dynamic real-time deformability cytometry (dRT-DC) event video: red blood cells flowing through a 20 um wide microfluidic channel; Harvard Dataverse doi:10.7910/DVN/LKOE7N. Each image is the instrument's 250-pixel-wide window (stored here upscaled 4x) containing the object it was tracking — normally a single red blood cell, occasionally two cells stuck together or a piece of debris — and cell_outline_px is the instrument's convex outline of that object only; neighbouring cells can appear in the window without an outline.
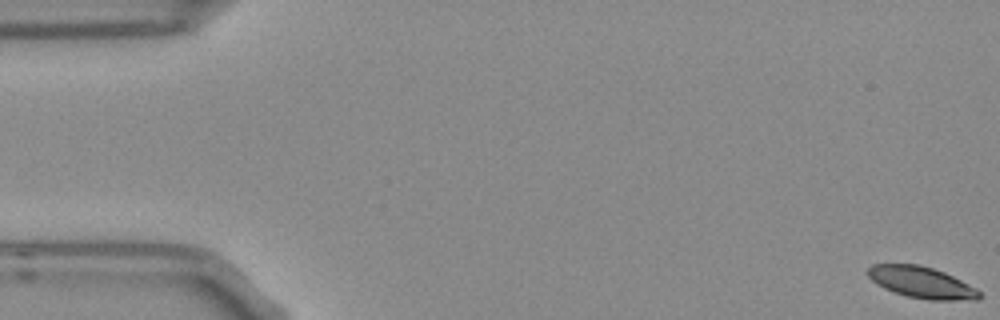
{"species": "Egyptian fruit bat (a non-hibernating species)", "species_latin": "Rousettus aegyptiacus", "temperature_condition": "room temperature", "stored_images_in_passage": 5, "camera_frame_rate_fps": 3000, "um_per_image_px": 0.085, "frame": {"image": 1, "passage_image": 1, "time_ms": 0.0, "image_size_px": [1000, 320], "cell_outline_px": [[980, 296], [976, 300], [928, 300], [908, 296], [884, 288], [876, 284], [868, 276], [868, 268], [872, 264], [920, 264], [944, 272], [976, 288], [980, 292]], "centroid_in_image_um": [78.32, 24.0], "position_along_channel_um": 6.7, "area_um2": 20.23}}